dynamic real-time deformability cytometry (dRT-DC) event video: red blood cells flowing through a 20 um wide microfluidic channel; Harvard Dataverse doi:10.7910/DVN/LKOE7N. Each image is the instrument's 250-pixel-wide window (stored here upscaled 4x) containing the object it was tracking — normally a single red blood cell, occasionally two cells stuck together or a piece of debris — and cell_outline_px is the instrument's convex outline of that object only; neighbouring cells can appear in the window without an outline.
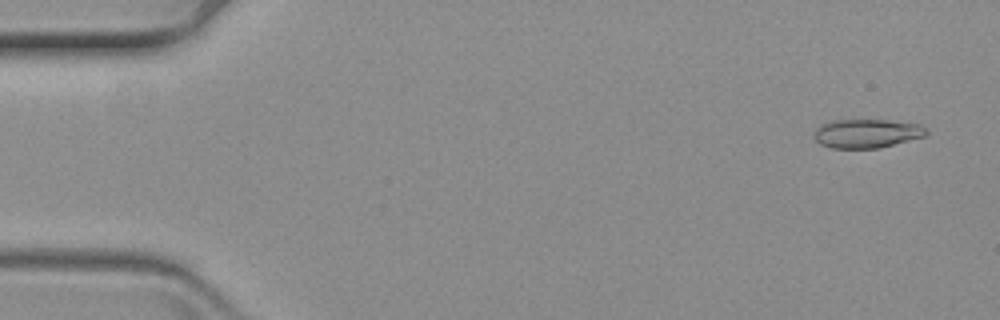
{"species": "common noctule bat (a hibernating species)", "species_latin": "Nyctalus noctula", "temperature_condition": "warm", "stored_images_in_passage": 59, "camera_frame_rate_fps": 3000, "um_per_image_px": 0.085, "animal": {"sex": "female", "body_mass_g": 19.3, "forearm_length_mm": 54.1}, "frame": {"image": 1, "passage_image": 1, "time_ms": 0.0, "image_size_px": [1000, 320], "cell_outline_px": [[928, 132], [924, 136], [880, 148], [832, 148], [820, 144], [812, 136], [816, 128], [820, 124], [832, 120], [888, 120], [920, 124]], "centroid_in_image_um": [73.63, 11.34], "position_along_channel_um": 11.4, "area_um2": 18.9}}
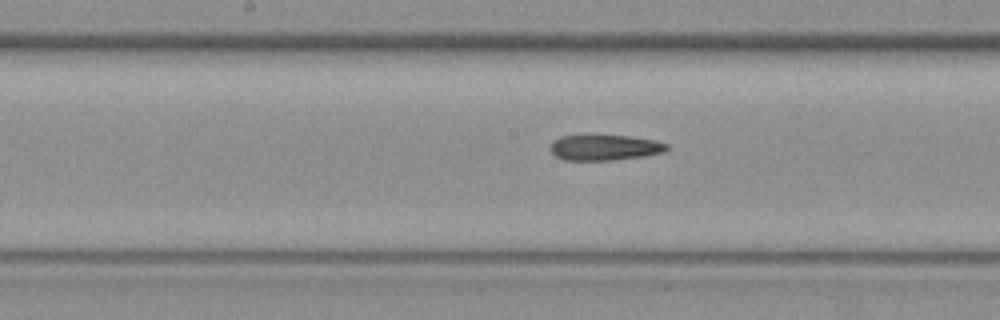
{"frame": {"image": 2, "passage_image": 29, "time_ms": 9.333, "image_size_px": [1000, 320], "cell_outline_px": [[668, 148], [664, 152], [644, 156], [612, 160], [564, 160], [556, 156], [552, 152], [552, 140], [560, 136], [584, 132], [592, 132], [628, 136], [656, 140], [668, 144]], "centroid_in_image_um": [51.36, 12.48], "position_along_channel_um": 196.8, "area_um2": 18.26}}
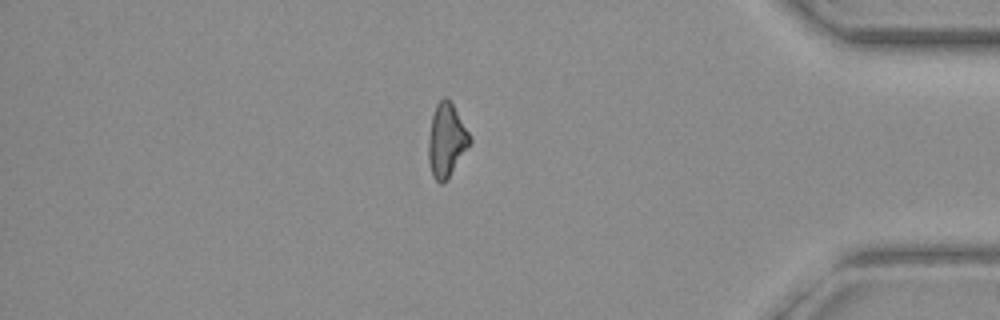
{"frame": {"image": 3, "passage_image": 50, "time_ms": 16.333, "image_size_px": [1000, 320], "cell_outline_px": [[472, 144], [444, 184], [440, 184], [432, 176], [428, 160], [428, 136], [432, 116], [436, 104], [444, 96], [448, 96], [472, 136]], "centroid_in_image_um": [37.97, 11.93], "position_along_channel_um": 397.2, "area_um2": 18.26}}